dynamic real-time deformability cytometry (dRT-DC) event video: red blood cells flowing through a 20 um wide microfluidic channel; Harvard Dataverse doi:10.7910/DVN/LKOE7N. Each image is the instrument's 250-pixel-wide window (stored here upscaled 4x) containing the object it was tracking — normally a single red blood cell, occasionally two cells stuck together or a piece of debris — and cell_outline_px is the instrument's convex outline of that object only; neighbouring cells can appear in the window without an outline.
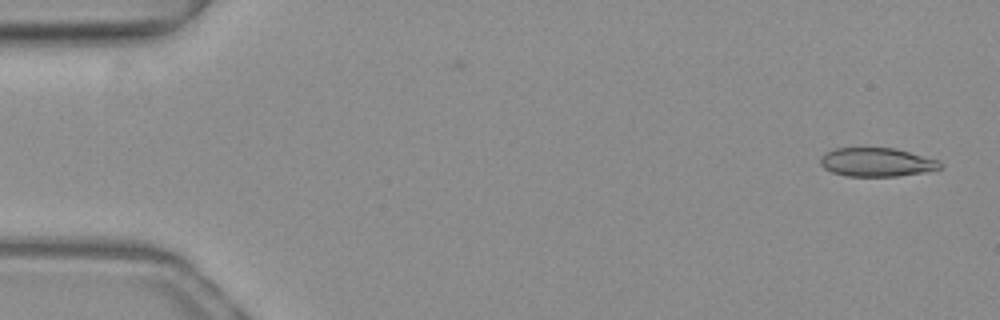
{"species": "common noctule bat (a hibernating species)", "species_latin": "Nyctalus noctula", "temperature_condition": "warm", "stored_images_in_passage": 48, "camera_frame_rate_fps": 3000, "um_per_image_px": 0.085, "animal": {"sex": "female", "body_mass_g": 19.3, "forearm_length_mm": 54.1}, "frame": {"image": 1, "passage_image": 1, "time_ms": 0.0, "image_size_px": [1000, 320], "cell_outline_px": [[944, 164], [940, 168], [924, 172], [896, 176], [844, 176], [832, 172], [824, 168], [820, 164], [820, 156], [824, 152], [836, 148], [896, 148], [940, 160]], "centroid_in_image_um": [74.51, 13.78], "position_along_channel_um": 10.5, "area_um2": 20.23}}
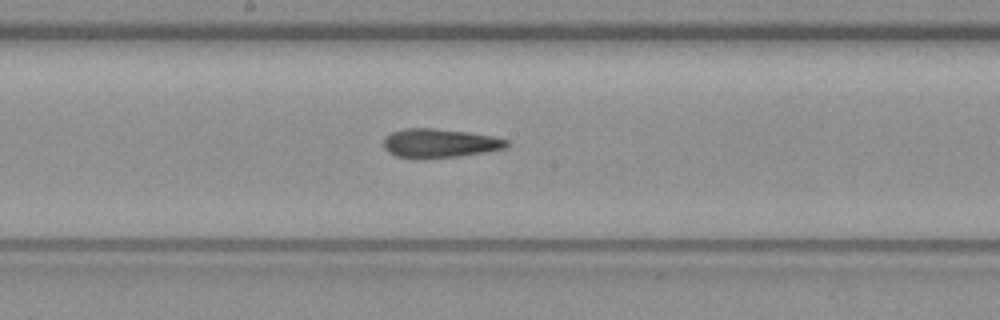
{"frame": {"image": 2, "passage_image": 26, "time_ms": 8.333, "image_size_px": [1000, 320], "cell_outline_px": [[512, 144], [508, 148], [460, 156], [424, 160], [412, 160], [396, 156], [388, 152], [384, 148], [384, 136], [392, 132], [404, 128], [432, 128], [468, 132], [492, 136], [508, 140]], "centroid_in_image_um": [37.35, 12.2], "position_along_channel_um": 210.8, "area_um2": 21.39}}
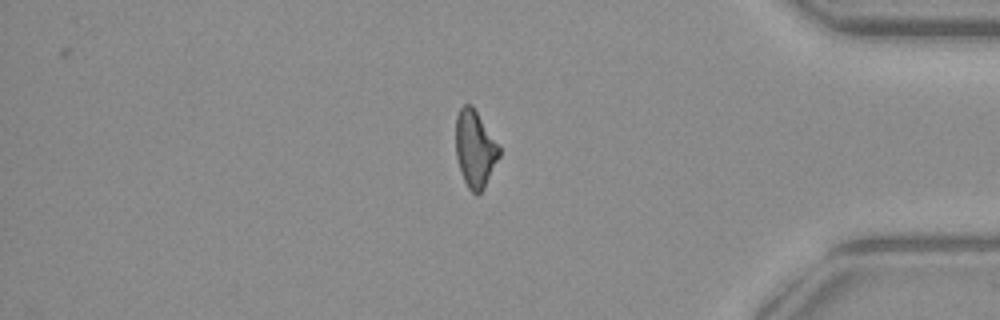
{"frame": {"image": 3, "passage_image": 42, "time_ms": 13.667, "image_size_px": [1000, 320], "cell_outline_px": [[500, 156], [484, 188], [476, 196], [468, 188], [460, 172], [456, 156], [456, 116], [460, 108], [464, 104], [472, 104], [500, 148]], "centroid_in_image_um": [40.36, 12.66], "position_along_channel_um": 394.8, "area_um2": 19.42}, "authors_computed_cell_mechanics": {"area_um2": 20.6346, "velocity_mm_per_s": 4.0222, "shape_relaxation_time_tau1_ms": 7.4876, "shape_relaxation_time_tau2_ms": 4.6444, "deformation_change_tau1": 0.2185, "deformation_change_tau2": 0.1652}}